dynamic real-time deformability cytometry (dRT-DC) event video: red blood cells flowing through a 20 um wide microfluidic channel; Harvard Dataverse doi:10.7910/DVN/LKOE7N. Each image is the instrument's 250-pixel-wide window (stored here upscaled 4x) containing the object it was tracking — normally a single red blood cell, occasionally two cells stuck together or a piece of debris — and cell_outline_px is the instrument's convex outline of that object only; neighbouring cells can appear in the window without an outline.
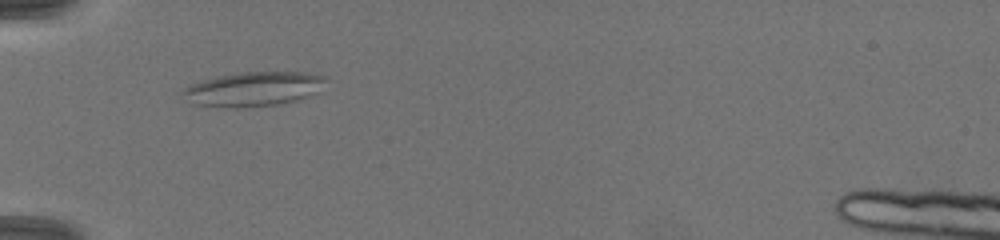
{"species": "common noctule bat (a hibernating species)", "species_latin": "Nyctalus noctula", "temperature_condition": "warm", "stored_images_in_passage": 20, "camera_frame_rate_fps": 3000, "um_per_image_px": 0.085, "animal": {"sex": "female", "body_mass_g": 19.5, "forearm_length_mm": 54.1}, "frame": {"image": 1, "passage_image": 6, "time_ms": 4.0, "image_size_px": [1000, 240], "cell_outline_px": [[324, 80], [316, 92], [292, 100], [276, 104], [236, 108], [224, 108], [192, 104], [180, 92], [184, 88], [192, 84], [216, 76], [244, 72], [304, 72], [324, 76]], "centroid_in_image_um": [21.43, 7.57], "position_along_channel_um": 63.6, "area_um2": 28.09}}
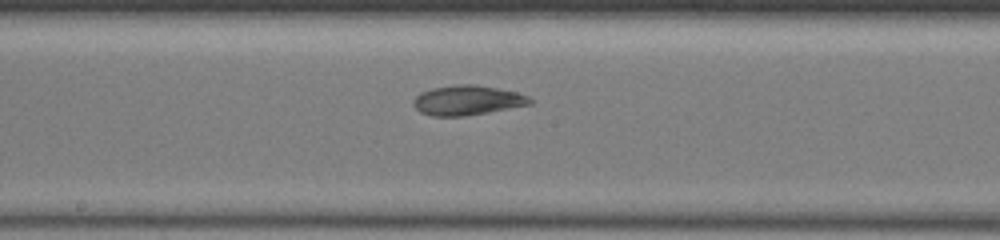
{"frame": {"image": 2, "passage_image": 11, "time_ms": 7.667, "image_size_px": [1000, 240], "cell_outline_px": [[532, 104], [488, 112], [464, 116], [432, 116], [420, 112], [412, 104], [412, 100], [420, 92], [432, 88], [456, 84], [476, 84], [516, 92], [528, 96], [532, 100]], "centroid_in_image_um": [39.69, 8.52], "position_along_channel_um": 208.5, "area_um2": 20.23}}
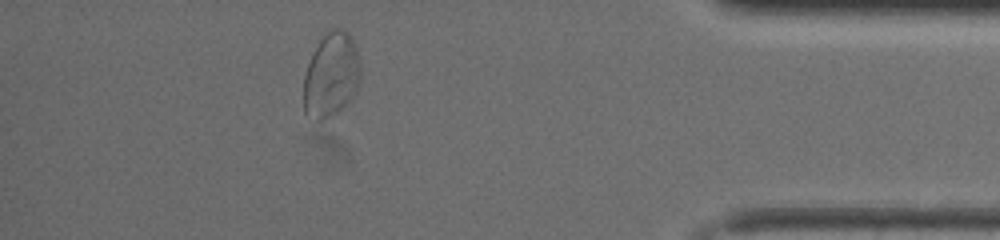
{"frame": {"image": 3, "passage_image": 18, "time_ms": 13.333, "image_size_px": [1000, 240], "cell_outline_px": [[360, 80], [356, 92], [332, 116], [324, 120], [316, 120], [304, 112], [304, 76], [312, 52], [320, 40], [332, 28], [344, 28], [352, 36], [356, 44], [360, 64]], "centroid_in_image_um": [28.17, 6.34], "position_along_channel_um": 407.0, "area_um2": 28.03}, "authors_computed_cell_mechanics": {"area_um2": 27.0793, "velocity_mm_per_s": 4.1601, "shape_relaxation_time_tau1_ms": null, "shape_relaxation_time_tau2_ms": 2.2509, "deformation_change_tau1": null, "deformation_change_tau2": 0.0837}}